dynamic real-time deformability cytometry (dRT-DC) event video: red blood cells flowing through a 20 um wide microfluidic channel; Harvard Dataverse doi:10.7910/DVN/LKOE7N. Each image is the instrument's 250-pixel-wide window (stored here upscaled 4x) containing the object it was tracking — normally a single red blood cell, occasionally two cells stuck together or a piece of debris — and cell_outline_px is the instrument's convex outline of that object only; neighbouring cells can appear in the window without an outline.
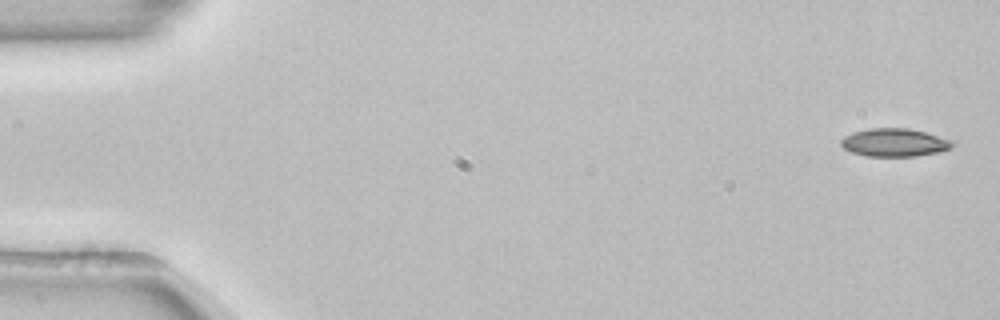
{"species": "common noctule bat (a hibernating species)", "species_latin": "Nyctalus noctula", "temperature_condition": "room temperature", "stored_images_in_passage": 52, "camera_frame_rate_fps": 3000, "um_per_image_px": 0.085, "animal": {"sex": "female", "body_mass_g": 22.7, "forearm_length_mm": 54.2}, "frame": {"image": 1, "passage_image": 1, "time_ms": 0.0, "image_size_px": [1000, 320], "cell_outline_px": [[956, 144], [952, 148], [936, 152], [916, 156], [868, 156], [852, 152], [844, 148], [840, 144], [840, 140], [844, 136], [852, 132], [868, 128], [908, 128], [924, 132], [952, 140]], "centroid_in_image_um": [76.01, 12.11], "position_along_channel_um": 9.0, "area_um2": 18.21}}
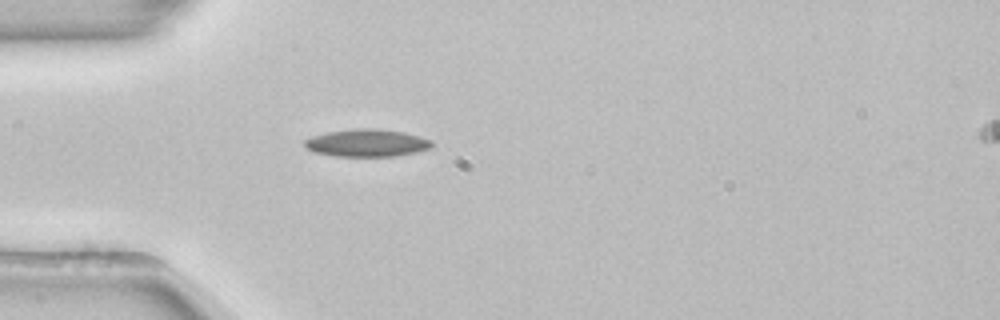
{"frame": {"image": 2, "passage_image": 15, "time_ms": 4.667, "image_size_px": [1000, 320], "cell_outline_px": [[432, 148], [416, 152], [396, 156], [336, 156], [312, 152], [304, 148], [304, 140], [312, 136], [328, 132], [356, 128], [372, 128], [404, 132], [420, 136], [432, 140]], "centroid_in_image_um": [31.17, 12.15], "position_along_channel_um": 53.8, "area_um2": 20.52}}
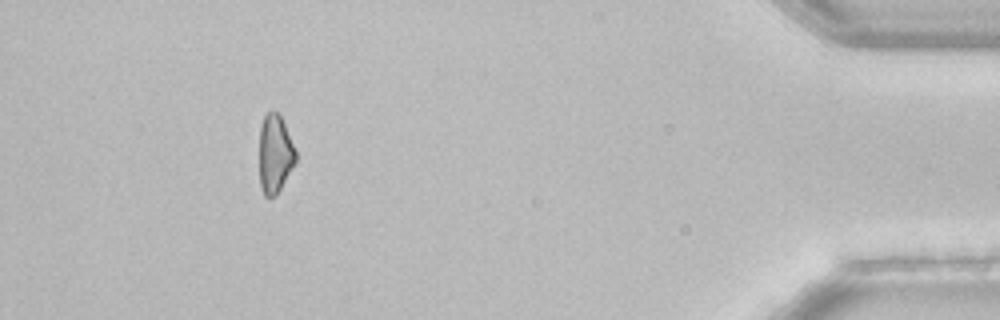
{"frame": {"image": 3, "passage_image": 48, "time_ms": 15.667, "image_size_px": [1000, 320], "cell_outline_px": [[296, 160], [292, 168], [276, 196], [264, 196], [260, 188], [260, 124], [264, 116], [268, 112], [276, 112], [280, 116], [284, 124], [296, 152]], "centroid_in_image_um": [23.35, 13.11], "position_along_channel_um": 411.8, "area_um2": 16.36}, "authors_computed_cell_mechanics": {"area_um2": 18.6694, "velocity_mm_per_s": 3.9019, "shape_relaxation_time_tau1_ms": 4.2818, "shape_relaxation_time_tau2_ms": null, "deformation_change_tau1": 0.1178, "deformation_change_tau2": null}}